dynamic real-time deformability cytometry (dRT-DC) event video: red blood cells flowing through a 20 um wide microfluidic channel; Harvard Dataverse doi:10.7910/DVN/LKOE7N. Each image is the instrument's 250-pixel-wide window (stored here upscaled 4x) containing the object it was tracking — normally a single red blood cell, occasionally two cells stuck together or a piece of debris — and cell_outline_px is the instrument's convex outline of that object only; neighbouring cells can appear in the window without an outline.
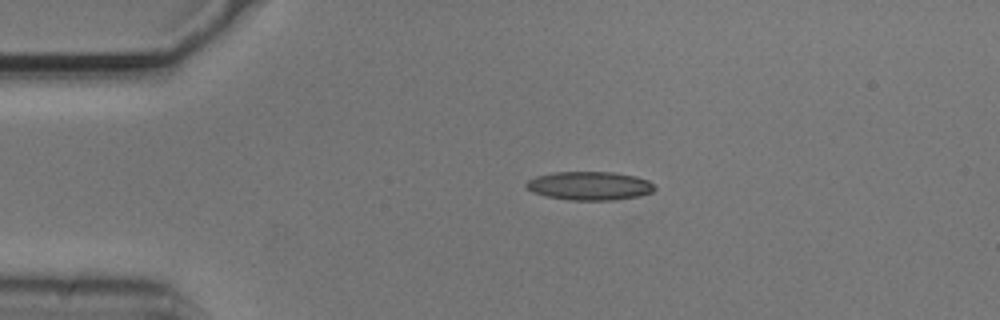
{"species": "common noctule bat (a hibernating species)", "species_latin": "Nyctalus noctula", "temperature_condition": "cold", "stored_images_in_passage": 10, "camera_frame_rate_fps": 3000, "um_per_image_px": 0.085, "animal": {"sex": "male", "body_mass_g": 20.5, "forearm_length_mm": 52.5}, "frame": {"image": 1, "passage_image": 1, "time_ms": 0.0, "image_size_px": [1000, 320], "cell_outline_px": [[656, 188], [652, 192], [640, 196], [616, 200], [568, 200], [544, 196], [532, 192], [524, 184], [528, 180], [536, 176], [552, 172], [612, 172], [636, 176], [648, 180]], "centroid_in_image_um": [50.1, 15.8], "position_along_channel_um": 34.9, "area_um2": 21.56}}
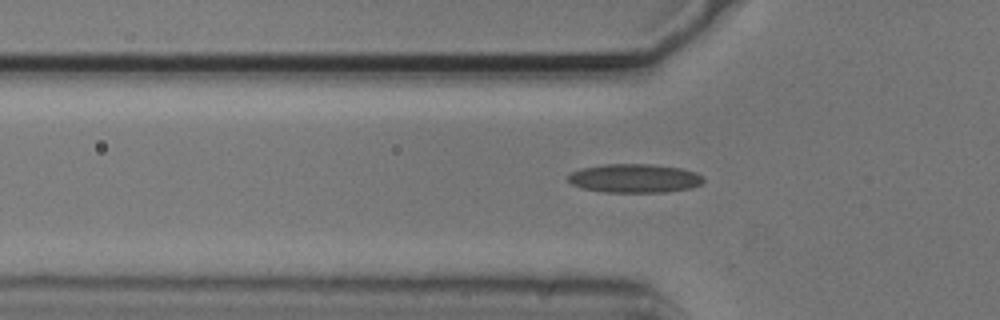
{"frame": {"image": 2, "passage_image": 7, "time_ms": 2.0, "image_size_px": [1000, 320], "cell_outline_px": [[704, 180], [700, 184], [692, 188], [664, 192], [604, 192], [584, 188], [572, 184], [568, 180], [568, 176], [572, 172], [580, 168], [604, 164], [652, 164], [680, 168], [696, 172], [704, 176]], "centroid_in_image_um": [53.96, 15.15], "position_along_channel_um": 71.8, "area_um2": 22.72}}